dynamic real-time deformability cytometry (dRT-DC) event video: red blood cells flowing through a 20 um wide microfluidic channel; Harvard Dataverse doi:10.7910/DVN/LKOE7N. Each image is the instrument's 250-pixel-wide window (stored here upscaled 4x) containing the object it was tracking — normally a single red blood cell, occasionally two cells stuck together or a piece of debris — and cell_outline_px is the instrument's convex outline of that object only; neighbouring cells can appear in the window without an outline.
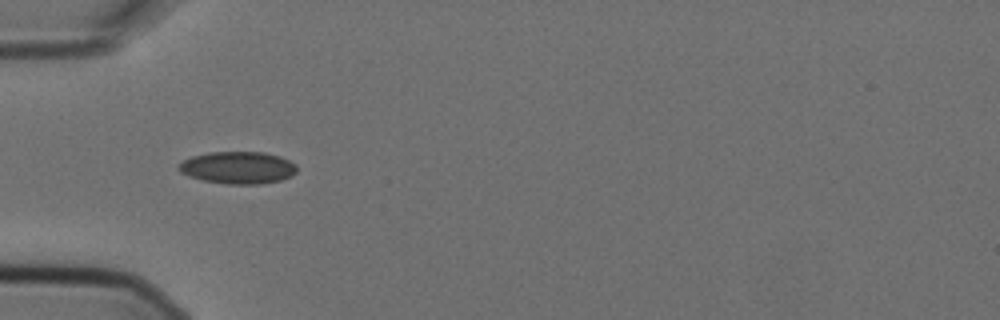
{"species": "Egyptian fruit bat (a non-hibernating species)", "species_latin": "Rousettus aegyptiacus", "temperature_condition": "cold", "stored_images_in_passage": 6, "camera_frame_rate_fps": 3000, "um_per_image_px": 0.085, "animal": {"sex": "female"}, "frame": {"image": 1, "passage_image": 5, "time_ms": 1.333, "image_size_px": [1000, 320], "cell_outline_px": [[296, 172], [292, 176], [280, 180], [260, 184], [228, 184], [204, 180], [188, 176], [180, 172], [176, 168], [184, 160], [192, 156], [208, 152], [264, 152], [280, 156], [296, 164]], "centroid_in_image_um": [20.22, 14.24], "position_along_channel_um": 64.8, "area_um2": 22.2}}
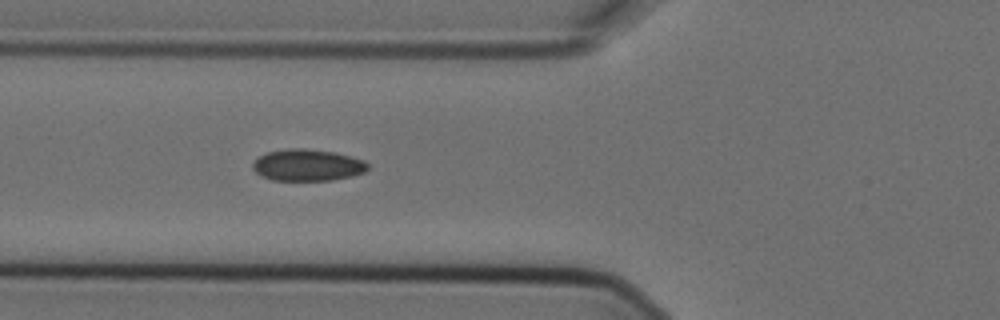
{"frame": {"image": 2, "passage_image": 6, "time_ms": 1.667, "image_size_px": [1000, 320], "cell_outline_px": [[368, 168], [364, 172], [352, 176], [332, 180], [272, 180], [260, 176], [252, 168], [252, 164], [260, 156], [268, 152], [288, 148], [304, 148], [332, 152], [364, 160], [368, 164]], "centroid_in_image_um": [26.12, 14.04], "position_along_channel_um": 99.7, "area_um2": 21.1}}